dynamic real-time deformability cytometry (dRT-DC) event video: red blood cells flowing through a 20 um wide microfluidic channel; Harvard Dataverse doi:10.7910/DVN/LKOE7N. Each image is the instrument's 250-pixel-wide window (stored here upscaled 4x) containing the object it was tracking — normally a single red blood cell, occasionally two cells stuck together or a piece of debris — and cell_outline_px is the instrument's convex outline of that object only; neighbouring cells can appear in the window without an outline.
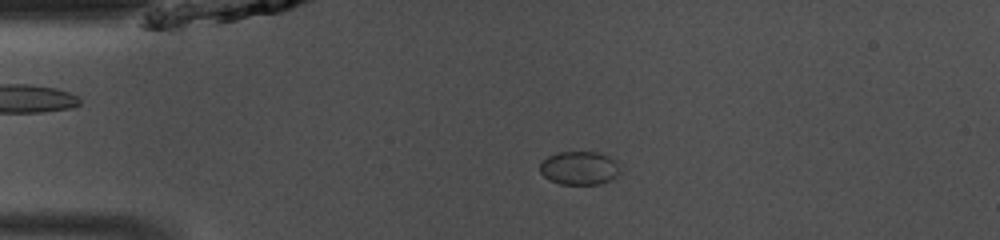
{"species": "common noctule bat (a hibernating species)", "species_latin": "Nyctalus noctula", "temperature_condition": "room temperature", "stored_images_in_passage": 28, "camera_frame_rate_fps": 3000, "um_per_image_px": 0.085, "animal": {"sex": "male", "body_mass_g": 13.0, "forearm_length_mm": 53.1}, "frame": {"image": 1, "passage_image": 10, "time_ms": 3.0, "image_size_px": [1000, 240], "cell_outline_px": [[620, 172], [616, 176], [600, 184], [560, 184], [544, 176], [540, 172], [540, 164], [548, 156], [560, 152], [600, 152], [608, 156], [616, 164]], "centroid_in_image_um": [49.22, 14.28], "position_along_channel_um": 35.8, "area_um2": 15.32}}
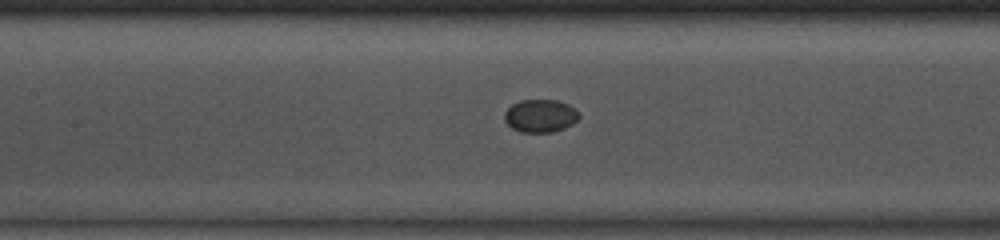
{"frame": {"image": 2, "passage_image": 21, "time_ms": 6.667, "image_size_px": [1000, 240], "cell_outline_px": [[580, 116], [572, 124], [564, 128], [552, 132], [520, 132], [512, 128], [504, 120], [504, 112], [512, 104], [520, 100], [556, 100], [568, 104], [576, 108], [580, 112]], "centroid_in_image_um": [45.94, 9.84], "position_along_channel_um": 161.5, "area_um2": 14.39}}
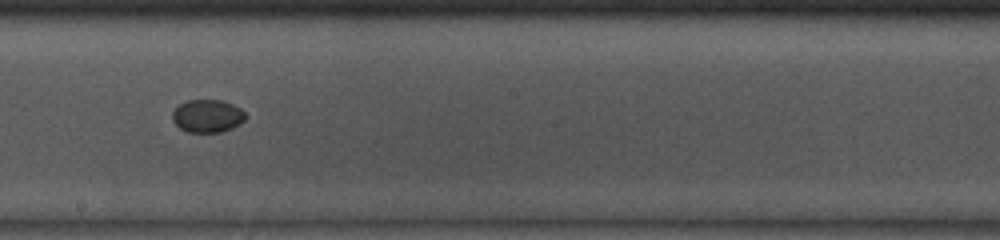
{"frame": {"image": 3, "passage_image": 26, "time_ms": 8.333, "image_size_px": [1000, 240], "cell_outline_px": [[248, 116], [244, 120], [232, 128], [220, 132], [188, 132], [180, 128], [172, 120], [172, 112], [180, 104], [188, 100], [220, 100], [232, 104], [240, 108]], "centroid_in_image_um": [17.63, 9.86], "position_along_channel_um": 230.6, "area_um2": 13.93}}